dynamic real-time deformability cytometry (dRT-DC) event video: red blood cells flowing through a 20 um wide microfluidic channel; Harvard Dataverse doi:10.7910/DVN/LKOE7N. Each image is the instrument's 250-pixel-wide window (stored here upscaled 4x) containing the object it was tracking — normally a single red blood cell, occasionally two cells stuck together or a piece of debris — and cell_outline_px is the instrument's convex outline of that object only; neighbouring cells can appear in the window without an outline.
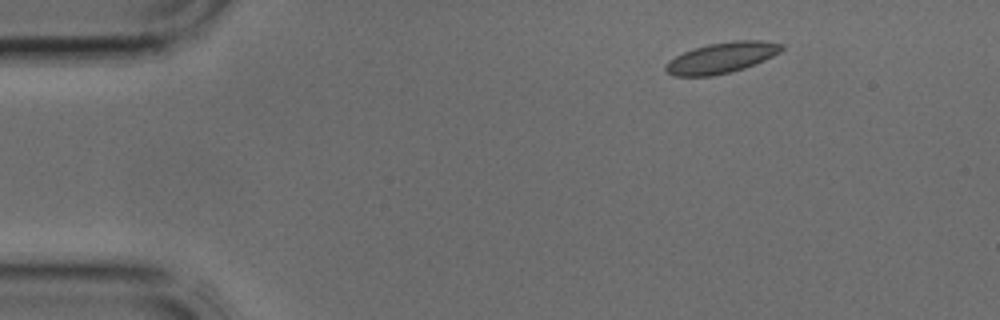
{"species": "common noctule bat (a hibernating species)", "species_latin": "Nyctalus noctula", "temperature_condition": "cold", "stored_images_in_passage": 4, "camera_frame_rate_fps": 3000, "um_per_image_px": 0.085, "animal": {"sex": "male", "body_mass_g": 17.9, "forearm_length_mm": 54.2}, "frame": {"image": 1, "passage_image": 1, "time_ms": 0.0, "image_size_px": [1000, 320], "cell_outline_px": [[784, 48], [780, 52], [756, 64], [732, 72], [712, 76], [672, 76], [664, 68], [668, 60], [684, 52], [708, 44], [736, 40], [760, 40], [784, 44]], "centroid_in_image_um": [61.35, 4.91], "position_along_channel_um": 23.6, "area_um2": 20.75}}
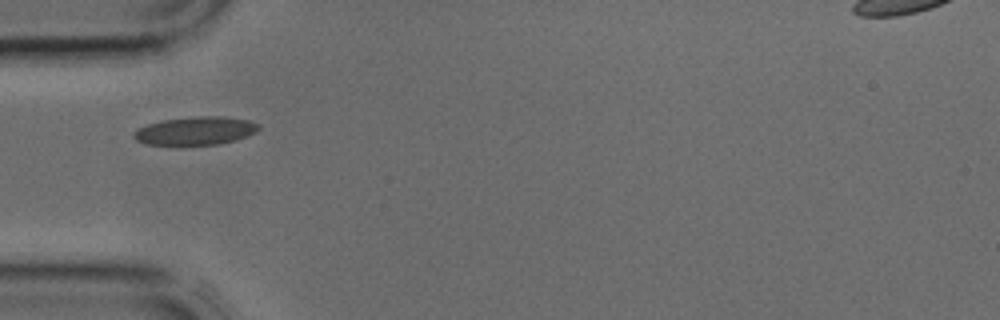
{"frame": {"image": 2, "passage_image": 3, "time_ms": 0.667, "image_size_px": [1000, 320], "cell_outline_px": [[260, 128], [256, 132], [236, 140], [216, 144], [180, 148], [144, 144], [136, 140], [132, 136], [132, 132], [136, 128], [160, 120], [196, 116], [224, 116], [248, 120], [260, 124]], "centroid_in_image_um": [16.53, 11.16], "position_along_channel_um": 68.5, "area_um2": 21.62}}